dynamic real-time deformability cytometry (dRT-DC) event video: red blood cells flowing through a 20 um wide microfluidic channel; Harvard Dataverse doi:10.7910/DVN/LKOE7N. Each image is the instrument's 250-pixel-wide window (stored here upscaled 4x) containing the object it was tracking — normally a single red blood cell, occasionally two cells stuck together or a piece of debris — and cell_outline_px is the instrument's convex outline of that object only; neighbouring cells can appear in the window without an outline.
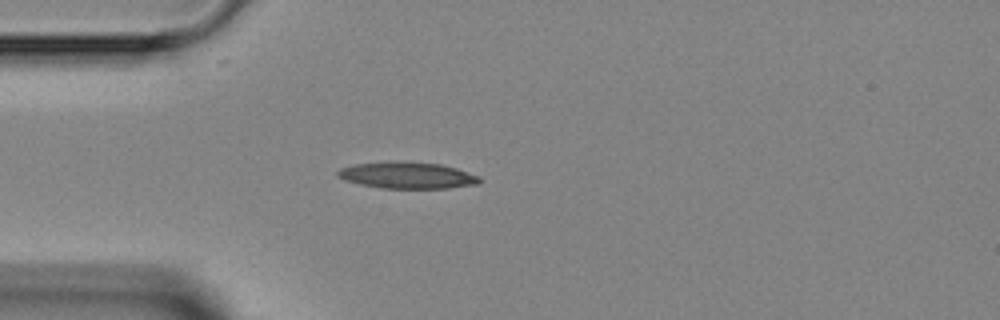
{"species": "Egyptian fruit bat (a non-hibernating species)", "species_latin": "Rousettus aegyptiacus", "temperature_condition": "room temperature", "stored_images_in_passage": 1, "camera_frame_rate_fps": 3000, "um_per_image_px": 0.085, "animal": {"sex": "female"}, "frame": {"image": 1, "passage_image": 1, "time_ms": 0.0, "image_size_px": [1000, 320], "cell_outline_px": [[480, 184], [448, 188], [380, 188], [360, 184], [344, 180], [336, 176], [336, 172], [340, 168], [352, 164], [388, 160], [404, 160], [440, 164], [456, 168], [480, 176]], "centroid_in_image_um": [34.57, 14.88], "position_along_channel_um": 50.4, "area_um2": 22.48}}